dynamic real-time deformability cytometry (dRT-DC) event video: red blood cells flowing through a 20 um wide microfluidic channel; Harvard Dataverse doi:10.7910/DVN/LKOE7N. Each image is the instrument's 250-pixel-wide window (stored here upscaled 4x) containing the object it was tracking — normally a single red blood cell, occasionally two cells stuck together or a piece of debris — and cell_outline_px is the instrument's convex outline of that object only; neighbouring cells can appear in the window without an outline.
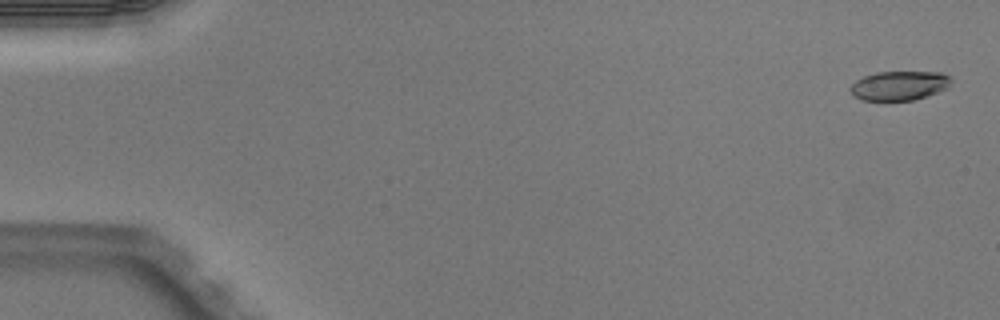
{"species": "Egyptian fruit bat (a non-hibernating species)", "species_latin": "Rousettus aegyptiacus", "temperature_condition": "warm", "stored_images_in_passage": 3, "camera_frame_rate_fps": 3000, "um_per_image_px": 0.085, "animal": {"sex": "male"}, "frame": {"image": 1, "passage_image": 1, "time_ms": 0.0, "image_size_px": [1000, 320], "cell_outline_px": [[952, 80], [948, 88], [928, 96], [912, 100], [860, 100], [852, 96], [848, 88], [856, 80], [864, 76], [876, 72], [940, 72], [948, 76]], "centroid_in_image_um": [76.41, 7.28], "position_along_channel_um": 8.6, "area_um2": 17.34}}